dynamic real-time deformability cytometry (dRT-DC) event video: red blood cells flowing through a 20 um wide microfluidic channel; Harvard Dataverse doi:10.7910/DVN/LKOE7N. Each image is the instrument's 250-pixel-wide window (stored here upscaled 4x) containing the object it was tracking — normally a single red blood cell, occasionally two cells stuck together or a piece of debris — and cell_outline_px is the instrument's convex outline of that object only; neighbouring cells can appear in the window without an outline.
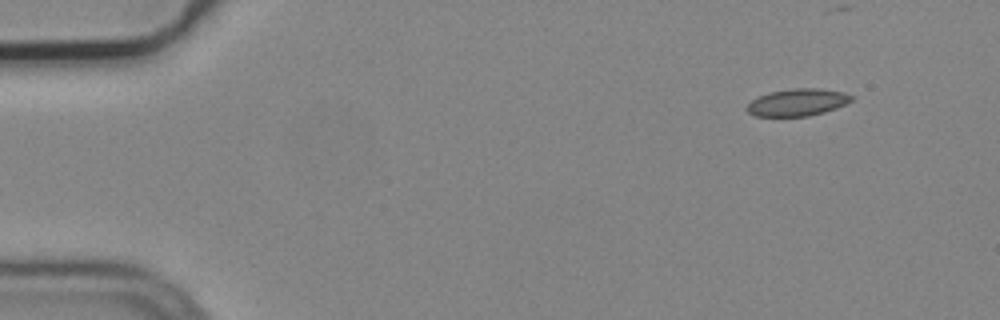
{"species": "common noctule bat (a hibernating species)", "species_latin": "Nyctalus noctula", "temperature_condition": "cold", "stored_images_in_passage": 5, "segment_of_instrument_passage": [1, 2], "camera_frame_rate_fps": 3000, "um_per_image_px": 0.085, "animal": {"sex": "male", "body_mass_g": 19.2, "forearm_length_mm": 51.8}, "frame": {"image": 1, "passage_image": 1, "time_ms": 0.0, "image_size_px": [1000, 320], "cell_outline_px": [[856, 96], [852, 100], [836, 108], [824, 112], [808, 116], [756, 116], [748, 112], [744, 108], [752, 100], [768, 92], [792, 88], [820, 88], [844, 92]], "centroid_in_image_um": [67.8, 8.69], "position_along_channel_um": 17.2, "area_um2": 16.65}}
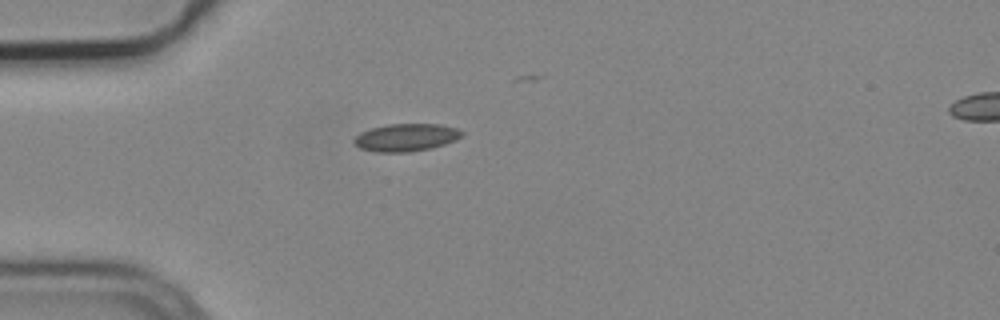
{"frame": {"image": 2, "passage_image": 4, "time_ms": 1.0, "image_size_px": [1000, 320], "cell_outline_px": [[464, 136], [456, 140], [432, 148], [408, 152], [376, 152], [360, 148], [352, 140], [360, 132], [372, 128], [388, 124], [440, 124], [456, 128], [464, 132]], "centroid_in_image_um": [34.54, 11.68], "position_along_channel_um": 50.5, "area_um2": 17.4}}